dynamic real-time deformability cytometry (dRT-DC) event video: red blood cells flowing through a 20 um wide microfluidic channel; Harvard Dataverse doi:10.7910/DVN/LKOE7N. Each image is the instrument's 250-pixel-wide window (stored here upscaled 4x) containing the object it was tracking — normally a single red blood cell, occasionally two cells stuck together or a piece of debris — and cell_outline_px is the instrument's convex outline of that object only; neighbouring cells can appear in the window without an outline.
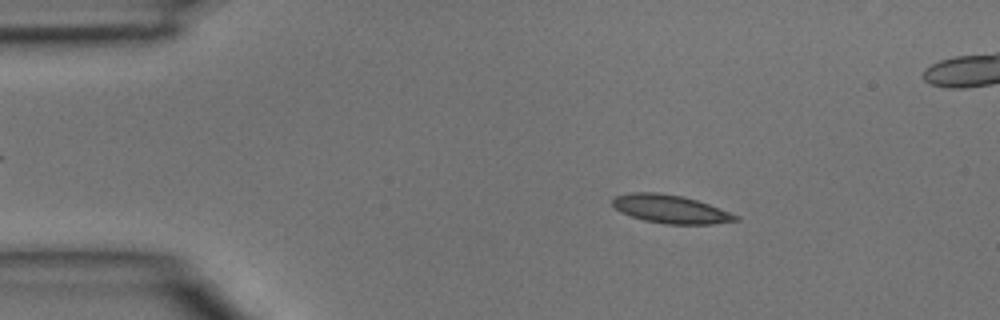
{"species": "common noctule bat (a hibernating species)", "species_latin": "Nyctalus noctula", "temperature_condition": "room temperature", "stored_images_in_passage": 43, "camera_frame_rate_fps": 3000, "um_per_image_px": 0.085, "animal": {"sex": "male", "body_mass_g": 15.6}, "frame": {"image": 1, "passage_image": 7, "time_ms": 2.0, "image_size_px": [1000, 320], "cell_outline_px": [[740, 220], [712, 224], [664, 224], [644, 220], [620, 212], [612, 204], [612, 200], [616, 196], [632, 192], [656, 192], [684, 196], [708, 204], [740, 216]], "centroid_in_image_um": [57.0, 17.77], "position_along_channel_um": 28.0, "area_um2": 20.23}}
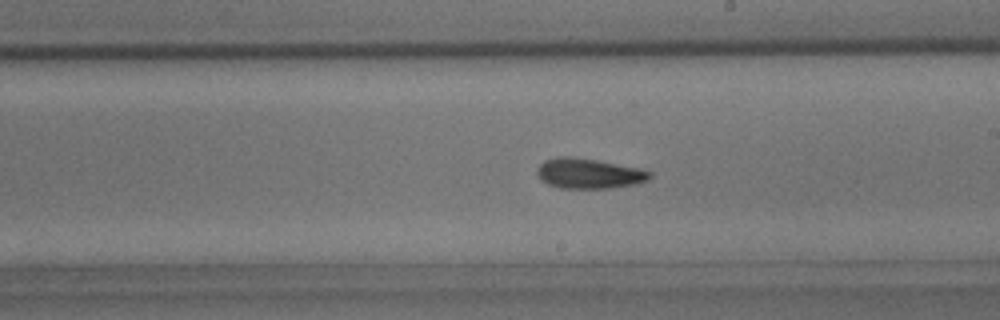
{"frame": {"image": 2, "passage_image": 25, "time_ms": 8.0, "image_size_px": [1000, 320], "cell_outline_px": [[652, 176], [648, 180], [636, 184], [608, 188], [560, 188], [548, 184], [540, 180], [536, 172], [536, 168], [544, 160], [560, 156], [572, 156], [596, 160], [640, 168], [652, 172]], "centroid_in_image_um": [50.04, 14.74], "position_along_channel_um": 239.0, "area_um2": 19.94}}
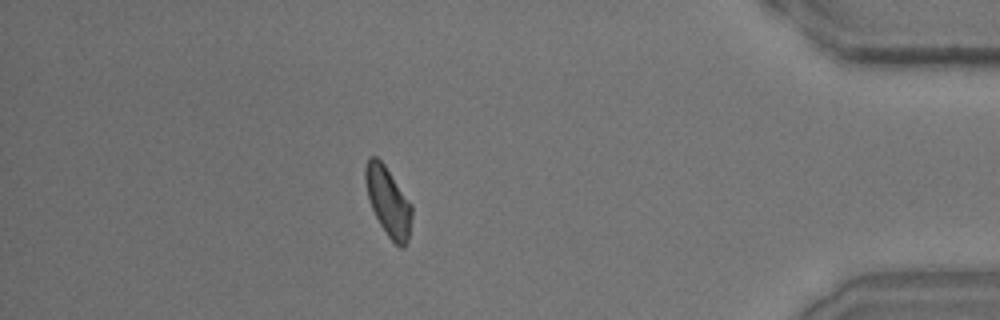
{"frame": {"image": 3, "passage_image": 39, "time_ms": 12.667, "image_size_px": [1000, 320], "cell_outline_px": [[412, 216], [408, 240], [404, 248], [400, 248], [388, 236], [380, 224], [368, 200], [364, 180], [364, 168], [368, 156], [376, 156], [384, 164], [412, 204]], "centroid_in_image_um": [32.98, 17.11], "position_along_channel_um": 402.2, "area_um2": 18.79}}